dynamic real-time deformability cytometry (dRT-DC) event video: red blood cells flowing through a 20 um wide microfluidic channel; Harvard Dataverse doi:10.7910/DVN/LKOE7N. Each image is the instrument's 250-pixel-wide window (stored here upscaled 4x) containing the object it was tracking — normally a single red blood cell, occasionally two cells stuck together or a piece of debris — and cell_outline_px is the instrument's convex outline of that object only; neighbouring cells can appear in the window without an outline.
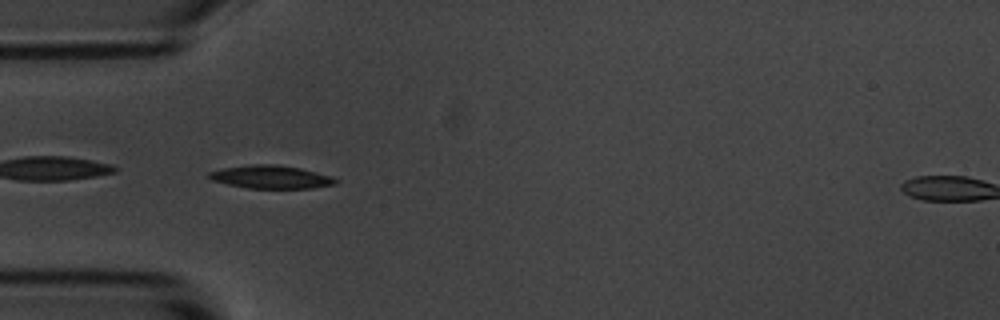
{"species": "common noctule bat (a hibernating species)", "species_latin": "Nyctalus noctula", "temperature_condition": "room temperature", "stored_images_in_passage": 36, "camera_frame_rate_fps": 3000, "um_per_image_px": 0.085, "animal": {"sex": "male", "body_mass_g": 20.1, "forearm_length_mm": 53.5}, "frame": {"image": 1, "passage_image": 1, "time_ms": 0.0, "image_size_px": [1000, 320], "cell_outline_px": [[340, 180], [336, 184], [312, 188], [248, 188], [228, 184], [212, 180], [208, 176], [208, 172], [224, 168], [252, 164], [272, 164], [300, 168], [332, 176]], "centroid_in_image_um": [23.07, 15.04], "position_along_channel_um": 61.9, "area_um2": 16.94}}
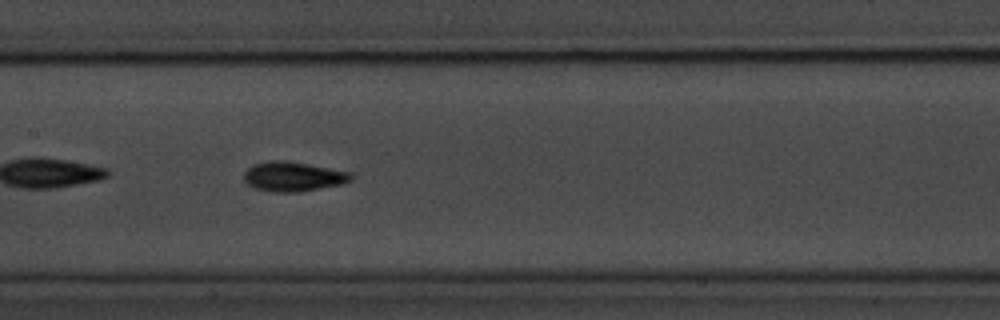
{"frame": {"image": 2, "passage_image": 11, "time_ms": 3.333, "image_size_px": [1000, 320], "cell_outline_px": [[356, 176], [352, 180], [340, 184], [300, 192], [276, 192], [256, 188], [248, 184], [244, 180], [244, 172], [252, 164], [268, 160], [288, 160], [352, 172]], "centroid_in_image_um": [24.94, 14.98], "position_along_channel_um": 182.5, "area_um2": 18.67}, "authors_computed_cell_mechanics": {"area_um2": 17.4267, "velocity_mm_per_s": 3.636, "shape_relaxation_time_tau1_ms": 2.7958, "shape_relaxation_time_tau2_ms": 2.4876, "deformation_change_tau1": 0.1452, "deformation_change_tau2": 0.075}}